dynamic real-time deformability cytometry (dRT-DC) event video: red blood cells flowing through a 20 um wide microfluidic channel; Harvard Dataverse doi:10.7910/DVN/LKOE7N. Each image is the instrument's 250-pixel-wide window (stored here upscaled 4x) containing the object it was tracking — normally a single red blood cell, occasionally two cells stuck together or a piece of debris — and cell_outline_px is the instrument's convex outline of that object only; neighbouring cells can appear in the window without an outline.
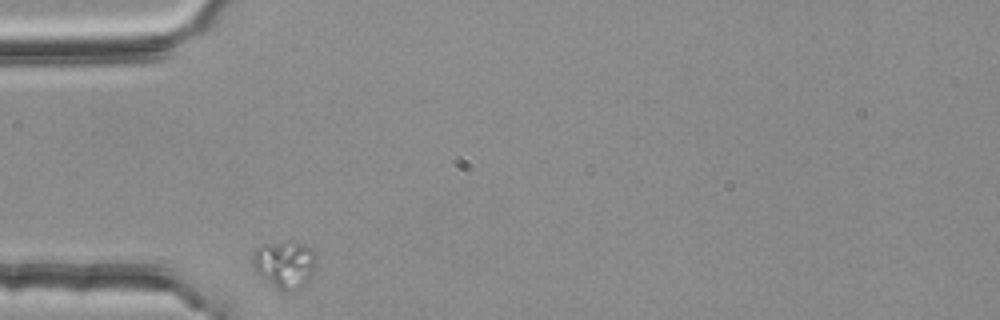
{"species": "common noctule bat (a hibernating species)", "species_latin": "Nyctalus noctula", "temperature_condition": "room temperature", "stored_images_in_passage": 31, "camera_frame_rate_fps": 3000, "um_per_image_px": 0.085, "animal": {"sex": "female", "body_mass_g": 25.1}, "frame": {"image": 1, "passage_image": 1, "time_ms": 0.0, "image_size_px": [1000, 320], "cell_outline_px": [[316, 252], [312, 272], [304, 284], [300, 288], [276, 288], [256, 272], [252, 264], [252, 252], [268, 244], [300, 244], [312, 248]], "centroid_in_image_um": [24.18, 22.47], "position_along_channel_um": 60.8, "area_um2": 16.42}}